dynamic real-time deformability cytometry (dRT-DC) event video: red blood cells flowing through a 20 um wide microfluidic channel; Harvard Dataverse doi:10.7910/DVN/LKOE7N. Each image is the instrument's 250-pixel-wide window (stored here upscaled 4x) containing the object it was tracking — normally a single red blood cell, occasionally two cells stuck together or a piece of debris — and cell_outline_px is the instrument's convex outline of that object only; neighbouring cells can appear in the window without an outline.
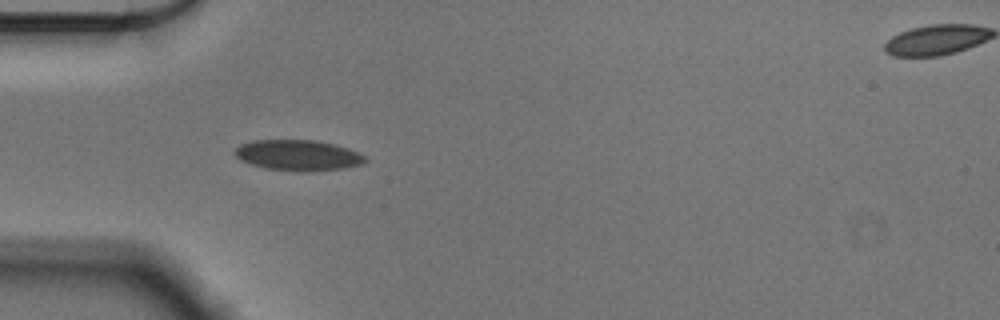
{"species": "Egyptian fruit bat (a non-hibernating species)", "species_latin": "Rousettus aegyptiacus", "temperature_condition": "cold", "stored_images_in_passage": 40, "camera_frame_rate_fps": 3000, "um_per_image_px": 0.085, "animal": {"sex": "male"}, "frame": {"image": 1, "passage_image": 1, "time_ms": 0.0, "image_size_px": [1000, 320], "cell_outline_px": [[368, 160], [360, 164], [344, 168], [308, 172], [268, 168], [252, 164], [240, 160], [232, 152], [240, 144], [252, 140], [316, 140], [336, 144], [348, 148], [364, 156]], "centroid_in_image_um": [25.32, 13.18], "position_along_channel_um": 59.7, "area_um2": 23.24}}
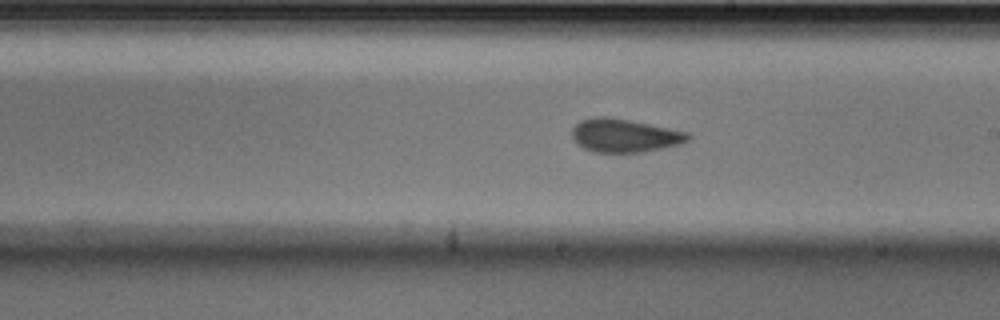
{"frame": {"image": 2, "passage_image": 16, "time_ms": 5.0, "image_size_px": [1000, 320], "cell_outline_px": [[692, 136], [688, 140], [680, 144], [644, 152], [592, 152], [584, 148], [572, 136], [572, 128], [580, 120], [596, 116], [604, 116], [628, 120], [688, 132]], "centroid_in_image_um": [53.09, 11.52], "position_along_channel_um": 235.9, "area_um2": 22.31}}
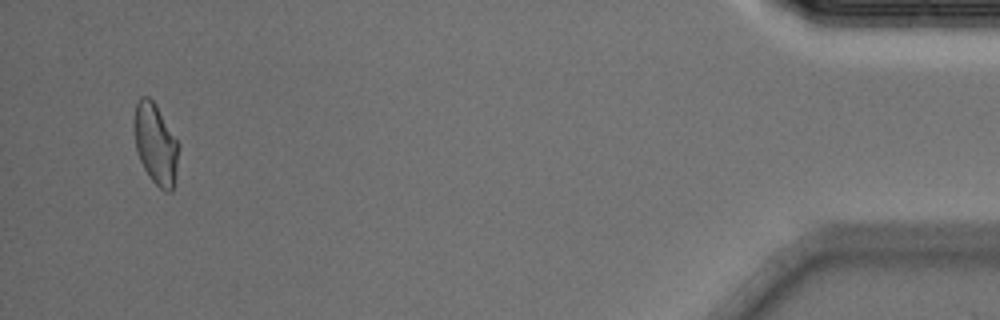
{"frame": {"image": 3, "passage_image": 38, "time_ms": 12.333, "image_size_px": [1000, 320], "cell_outline_px": [[180, 144], [172, 192], [164, 192], [152, 180], [144, 168], [140, 160], [136, 148], [132, 128], [132, 124], [136, 104], [140, 96], [148, 96], [156, 104]], "centroid_in_image_um": [13.21, 12.2], "position_along_channel_um": 422.0, "area_um2": 21.15}, "authors_computed_cell_mechanics": {"area_um2": 21.964, "velocity_mm_per_s": 3.5691, "shape_relaxation_time_tau1_ms": 3.1116, "shape_relaxation_time_tau2_ms": 1.5809, "deformation_change_tau1": 0.0914, "deformation_change_tau2": 0.0637}}